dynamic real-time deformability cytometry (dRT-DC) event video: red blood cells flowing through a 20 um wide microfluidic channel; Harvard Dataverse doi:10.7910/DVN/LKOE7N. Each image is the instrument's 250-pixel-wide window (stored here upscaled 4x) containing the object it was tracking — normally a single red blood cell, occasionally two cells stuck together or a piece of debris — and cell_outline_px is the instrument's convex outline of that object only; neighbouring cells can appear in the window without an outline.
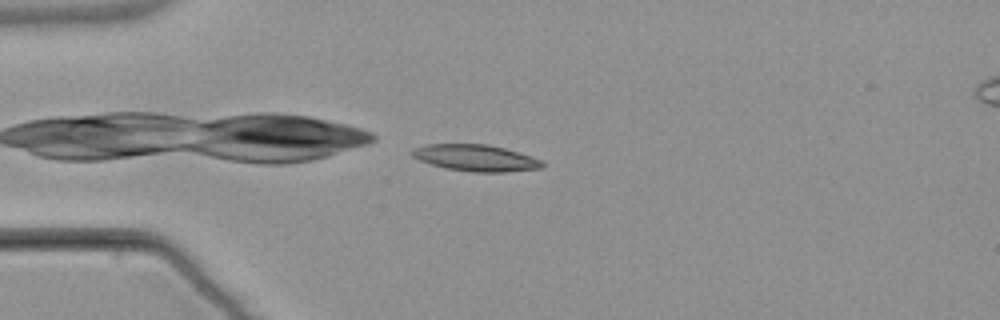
{"species": "common noctule bat (a hibernating species)", "species_latin": "Nyctalus noctula", "temperature_condition": "warm", "stored_images_in_passage": 36, "camera_frame_rate_fps": 3000, "um_per_image_px": 0.085, "animal": {"sex": "male", "body_mass_g": 21.5, "forearm_length_mm": 52.0}, "frame": {"image": 1, "passage_image": 1, "time_ms": 0.0, "image_size_px": [1000, 320], "cell_outline_px": [[544, 168], [504, 172], [472, 172], [444, 168], [420, 160], [412, 156], [412, 148], [428, 144], [488, 144], [504, 148], [532, 156], [544, 160]], "centroid_in_image_um": [40.48, 13.42], "position_along_channel_um": 44.5, "area_um2": 20.23}}
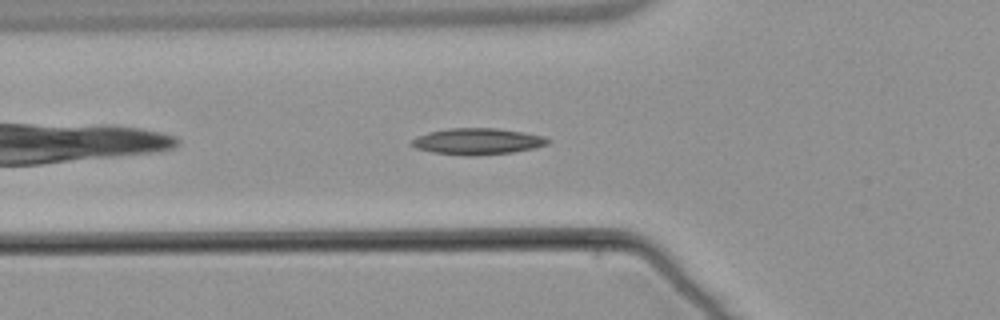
{"frame": {"image": 2, "passage_image": 6, "time_ms": 1.667, "image_size_px": [1000, 320], "cell_outline_px": [[552, 140], [548, 144], [536, 148], [512, 152], [476, 156], [464, 156], [432, 152], [416, 148], [408, 144], [412, 140], [428, 132], [448, 128], [496, 128], [544, 136]], "centroid_in_image_um": [40.59, 12.03], "position_along_channel_um": 85.2, "area_um2": 20.98}, "authors_computed_cell_mechanics": {"area_um2": 19.0451, "velocity_mm_per_s": 3.8174, "shape_relaxation_time_tau1_ms": 10.5919, "shape_relaxation_time_tau2_ms": 4.4145, "deformation_change_tau1": 0.2207, "deformation_change_tau2": 0.1202}}